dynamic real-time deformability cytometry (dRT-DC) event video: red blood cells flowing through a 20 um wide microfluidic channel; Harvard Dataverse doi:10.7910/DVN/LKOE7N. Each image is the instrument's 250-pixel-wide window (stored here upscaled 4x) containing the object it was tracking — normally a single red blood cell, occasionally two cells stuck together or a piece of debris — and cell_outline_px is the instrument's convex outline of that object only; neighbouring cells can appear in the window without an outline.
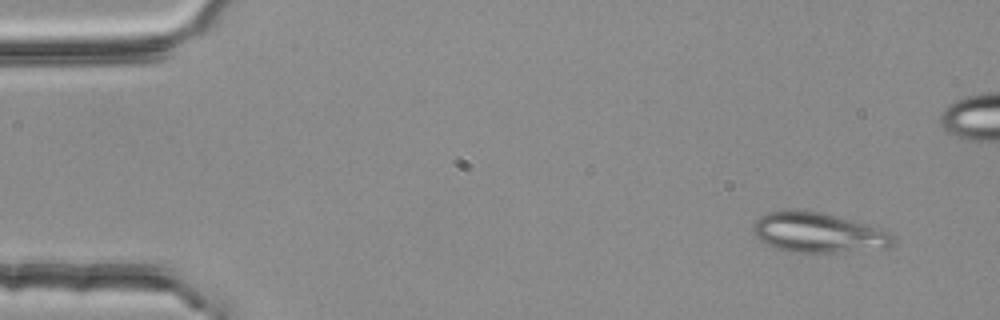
{"species": "common noctule bat (a hibernating species)", "species_latin": "Nyctalus noctula", "temperature_condition": "room temperature", "stored_images_in_passage": 3, "camera_frame_rate_fps": 3000, "um_per_image_px": 0.085, "animal": {"sex": "female", "body_mass_g": 25.1}, "frame": {"image": 1, "passage_image": 1, "time_ms": 0.0, "image_size_px": [1000, 320], "cell_outline_px": [[896, 240], [888, 248], [836, 252], [792, 252], [776, 248], [760, 240], [756, 236], [752, 228], [756, 220], [760, 216], [768, 212], [792, 208], [820, 212], [884, 228], [896, 236]], "centroid_in_image_um": [69.59, 19.76], "position_along_channel_um": 15.4, "area_um2": 32.95}}